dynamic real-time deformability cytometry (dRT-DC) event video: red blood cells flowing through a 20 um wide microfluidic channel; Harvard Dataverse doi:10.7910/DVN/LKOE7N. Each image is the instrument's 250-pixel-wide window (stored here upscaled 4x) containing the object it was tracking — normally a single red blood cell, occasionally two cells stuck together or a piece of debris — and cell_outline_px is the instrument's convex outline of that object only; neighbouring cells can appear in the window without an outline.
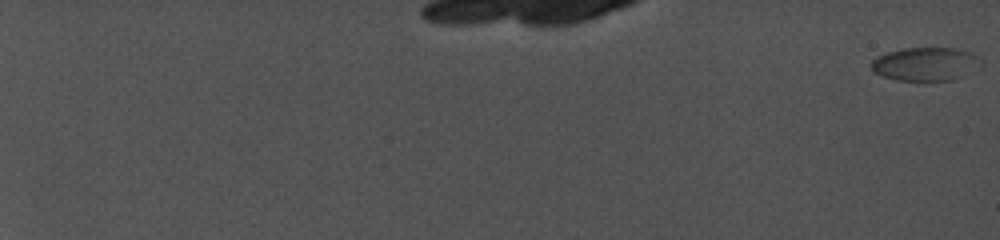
{"species": "common noctule bat (a hibernating species)", "species_latin": "Nyctalus noctula", "temperature_condition": "cold", "stored_images_in_passage": 31, "camera_frame_rate_fps": 5000, "um_per_image_px": 0.085, "animal": {"sex": "female", "body_mass_g": 19.0, "forearm_length_mm": 56.7}, "frame": {"image": 1, "passage_image": 1, "time_ms": 0.0, "image_size_px": [1000, 240], "cell_outline_px": [[984, 64], [952, 80], [896, 80], [872, 72], [872, 60], [876, 56], [888, 52], [904, 48], [956, 48], [972, 52], [984, 60]], "centroid_in_image_um": [78.69, 5.42], "position_along_channel_um": 6.3, "area_um2": 21.39}}
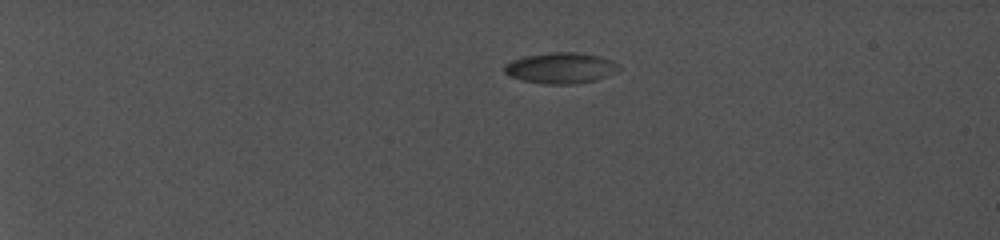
{"frame": {"image": 2, "passage_image": 18, "time_ms": 6.0, "image_size_px": [1000, 240], "cell_outline_px": [[620, 68], [616, 72], [596, 80], [572, 84], [544, 84], [524, 80], [508, 76], [504, 72], [504, 64], [512, 60], [524, 56], [552, 52], [576, 52], [600, 56], [612, 60], [620, 64]], "centroid_in_image_um": [47.67, 5.77], "position_along_channel_um": 37.3, "area_um2": 20.69}}
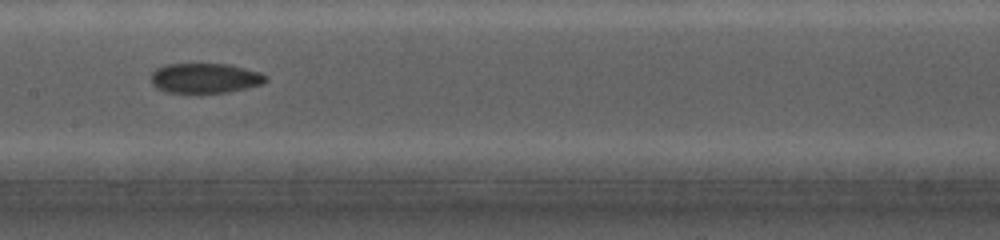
{"frame": {"image": 3, "passage_image": 29, "time_ms": 13.4, "image_size_px": [1000, 240], "cell_outline_px": [[268, 80], [260, 84], [228, 92], [168, 92], [156, 88], [152, 84], [152, 72], [156, 68], [168, 64], [228, 64], [260, 72], [268, 76]], "centroid_in_image_um": [17.43, 6.63], "position_along_channel_um": 190.0, "area_um2": 19.77}}